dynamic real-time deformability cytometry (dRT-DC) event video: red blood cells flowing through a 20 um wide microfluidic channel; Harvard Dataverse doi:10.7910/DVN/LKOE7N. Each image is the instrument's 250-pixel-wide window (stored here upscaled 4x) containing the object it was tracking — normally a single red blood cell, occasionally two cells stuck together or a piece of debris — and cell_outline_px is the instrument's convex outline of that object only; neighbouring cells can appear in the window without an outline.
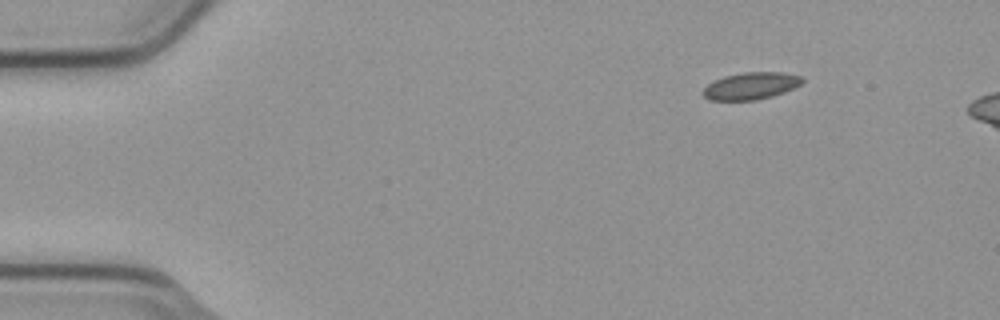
{"species": "common noctule bat (a hibernating species)", "species_latin": "Nyctalus noctula", "temperature_condition": "cold", "stored_images_in_passage": 6, "camera_frame_rate_fps": 3000, "um_per_image_px": 0.085, "animal": {"sex": "male", "body_mass_g": 23.1, "forearm_length_mm": 52.7}, "frame": {"image": 1, "passage_image": 1, "time_ms": 0.0, "image_size_px": [1000, 320], "cell_outline_px": [[804, 80], [800, 84], [784, 92], [772, 96], [756, 100], [708, 100], [700, 92], [708, 84], [724, 76], [744, 72], [784, 72], [804, 76]], "centroid_in_image_um": [63.83, 7.29], "position_along_channel_um": 21.2, "area_um2": 15.72}}
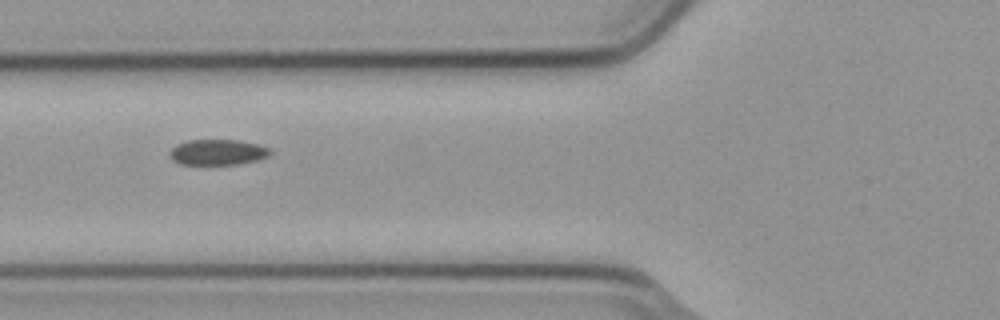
{"frame": {"image": 2, "passage_image": 5, "time_ms": 1.333, "image_size_px": [1000, 320], "cell_outline_px": [[272, 152], [268, 156], [256, 160], [236, 164], [180, 164], [172, 160], [168, 152], [176, 144], [188, 140], [240, 140], [256, 144], [268, 148]], "centroid_in_image_um": [18.46, 12.93], "position_along_channel_um": 107.3, "area_um2": 14.91}}
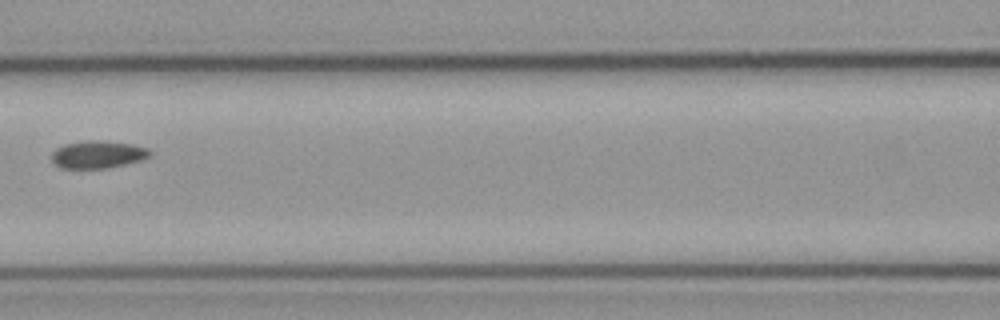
{"frame": {"image": 3, "passage_image": 6, "time_ms": 1.667, "image_size_px": [1000, 320], "cell_outline_px": [[152, 152], [148, 156], [140, 160], [108, 168], [60, 168], [52, 164], [52, 152], [56, 148], [64, 144], [84, 140], [96, 140], [132, 144], [148, 148]], "centroid_in_image_um": [8.26, 13.13], "position_along_channel_um": 158.3, "area_um2": 15.78}}